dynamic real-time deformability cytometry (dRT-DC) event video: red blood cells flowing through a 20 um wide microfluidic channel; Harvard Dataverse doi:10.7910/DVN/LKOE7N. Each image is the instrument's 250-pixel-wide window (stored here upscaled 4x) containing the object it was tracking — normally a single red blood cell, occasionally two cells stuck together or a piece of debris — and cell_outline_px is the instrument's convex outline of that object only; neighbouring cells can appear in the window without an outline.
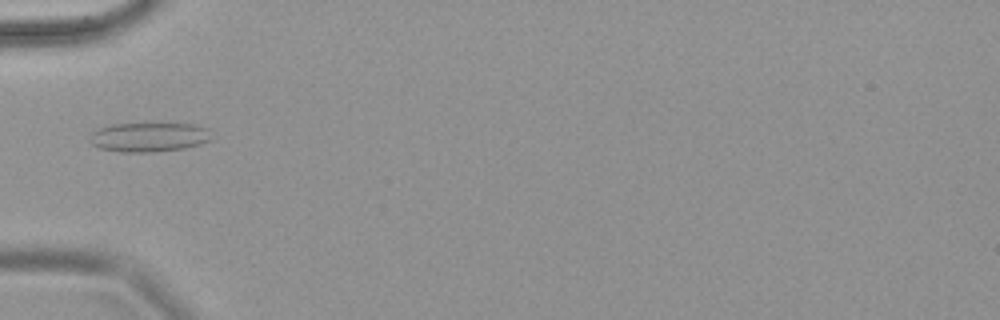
{"species": "common noctule bat (a hibernating species)", "species_latin": "Nyctalus noctula", "temperature_condition": "warm", "stored_images_in_passage": 5, "camera_frame_rate_fps": 3000, "um_per_image_px": 0.085, "animal": {"sex": "female", "body_mass_g": 18.4}, "frame": {"image": 1, "passage_image": 2, "time_ms": 0.333, "image_size_px": [1000, 320], "cell_outline_px": [[212, 140], [200, 144], [184, 148], [148, 152], [120, 152], [100, 148], [92, 144], [88, 140], [92, 132], [100, 128], [112, 124], [196, 124], [208, 128]], "centroid_in_image_um": [12.67, 11.65], "position_along_channel_um": 72.3, "area_um2": 20.75}}
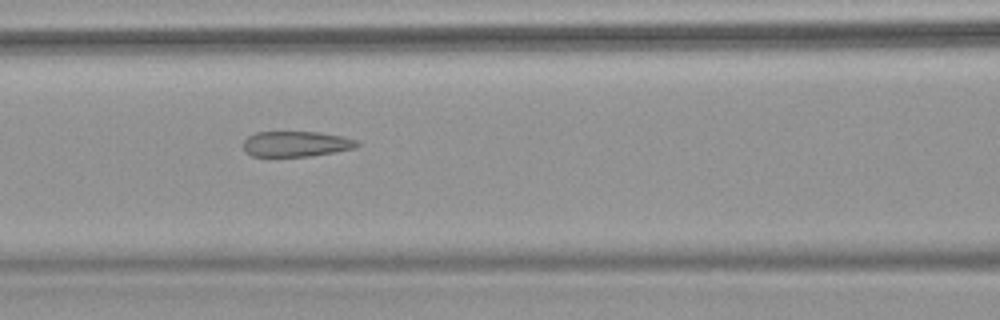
{"frame": {"image": 2, "passage_image": 4, "time_ms": 1.0, "image_size_px": [1000, 320], "cell_outline_px": [[360, 144], [356, 148], [312, 156], [252, 156], [244, 152], [244, 140], [248, 136], [256, 132], [316, 132], [340, 136], [356, 140]], "centroid_in_image_um": [25.15, 12.24], "position_along_channel_um": 141.5, "area_um2": 16.82}}